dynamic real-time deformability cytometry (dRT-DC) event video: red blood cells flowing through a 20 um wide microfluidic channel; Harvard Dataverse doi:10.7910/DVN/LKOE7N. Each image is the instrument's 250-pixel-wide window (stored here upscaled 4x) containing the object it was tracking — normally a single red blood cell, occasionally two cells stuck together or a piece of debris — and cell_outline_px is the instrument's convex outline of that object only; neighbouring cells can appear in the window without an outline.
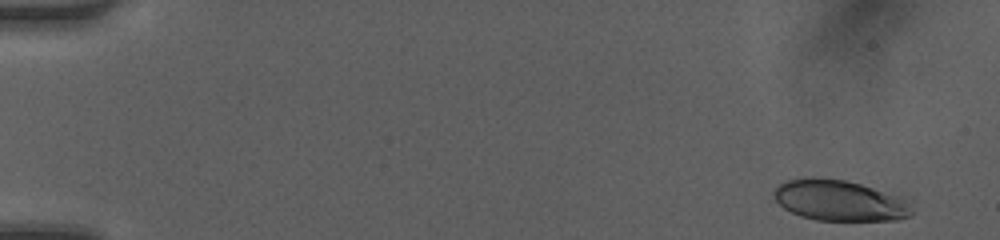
{"species": "human", "species_latin": "Homo sapiens", "temperature_condition": "room temperature", "stored_images_in_passage": 9, "camera_frame_rate_fps": 3000, "um_per_image_px": 0.085, "donor": {"sex": "female"}, "frame": {"image": 1, "passage_image": 1, "time_ms": 0.0, "image_size_px": [1000, 240], "cell_outline_px": [[912, 212], [908, 216], [900, 220], [816, 220], [800, 216], [784, 208], [776, 200], [772, 192], [780, 184], [788, 180], [812, 176], [844, 180], [860, 184], [896, 196], [904, 200], [912, 208]], "centroid_in_image_um": [71.3, 17.04], "position_along_channel_um": 13.7, "area_um2": 32.37}}
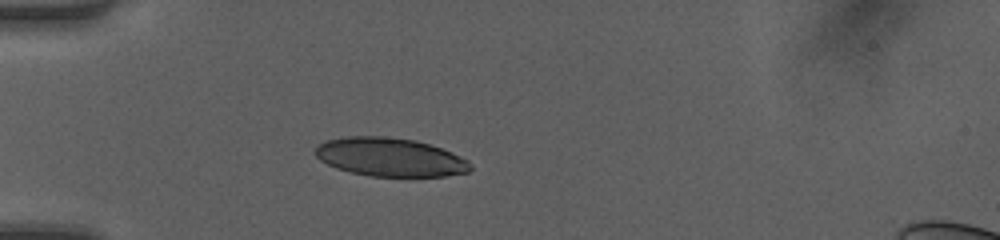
{"frame": {"image": 2, "passage_image": 6, "time_ms": 1.667, "image_size_px": [1000, 240], "cell_outline_px": [[472, 168], [468, 172], [444, 176], [372, 176], [352, 172], [336, 168], [320, 160], [316, 156], [316, 148], [320, 144], [328, 140], [344, 136], [384, 136], [416, 140], [452, 152], [468, 160], [472, 164]], "centroid_in_image_um": [33.18, 13.35], "position_along_channel_um": 51.8, "area_um2": 34.68}}
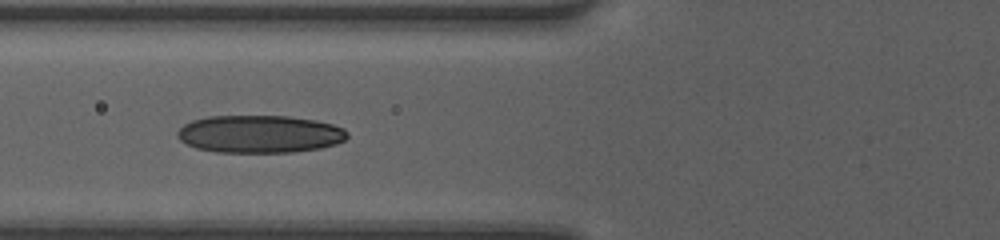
{"frame": {"image": 3, "passage_image": 8, "time_ms": 2.333, "image_size_px": [1000, 240], "cell_outline_px": [[348, 136], [344, 140], [336, 144], [320, 148], [292, 152], [216, 152], [196, 148], [180, 140], [176, 136], [176, 132], [184, 124], [192, 120], [208, 116], [288, 116], [316, 120], [332, 124], [344, 128], [348, 132]], "centroid_in_image_um": [22.07, 11.39], "position_along_channel_um": 103.7, "area_um2": 37.4}}